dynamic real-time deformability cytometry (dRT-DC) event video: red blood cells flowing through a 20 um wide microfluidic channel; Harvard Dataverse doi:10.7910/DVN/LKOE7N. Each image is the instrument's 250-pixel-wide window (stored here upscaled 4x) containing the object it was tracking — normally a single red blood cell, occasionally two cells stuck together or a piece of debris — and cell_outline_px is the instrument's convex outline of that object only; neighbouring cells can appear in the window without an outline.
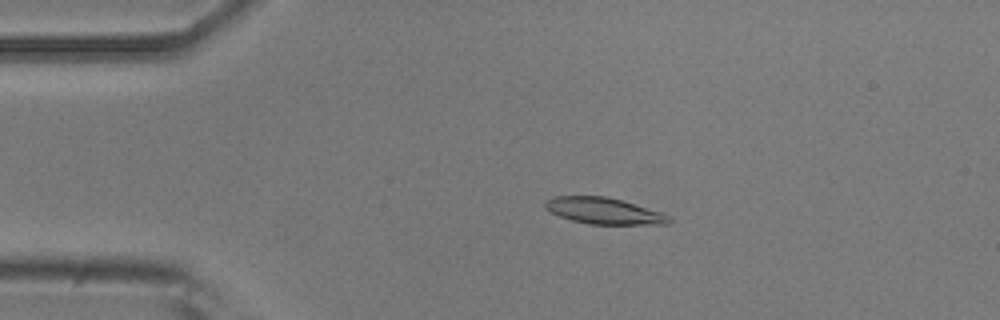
{"species": "common noctule bat (a hibernating species)", "species_latin": "Nyctalus noctula", "temperature_condition": "room temperature", "stored_images_in_passage": 52, "camera_frame_rate_fps": 3000, "um_per_image_px": 0.085, "animal": {"sex": "male", "body_mass_g": 20.5, "forearm_length_mm": 52.5}, "frame": {"image": 1, "passage_image": 10, "time_ms": 3.0, "image_size_px": [1000, 320], "cell_outline_px": [[672, 220], [668, 224], [588, 224], [572, 220], [560, 216], [544, 208], [544, 204], [552, 196], [608, 196], [660, 212], [672, 216]], "centroid_in_image_um": [51.34, 17.92], "position_along_channel_um": 33.7, "area_um2": 18.9}}
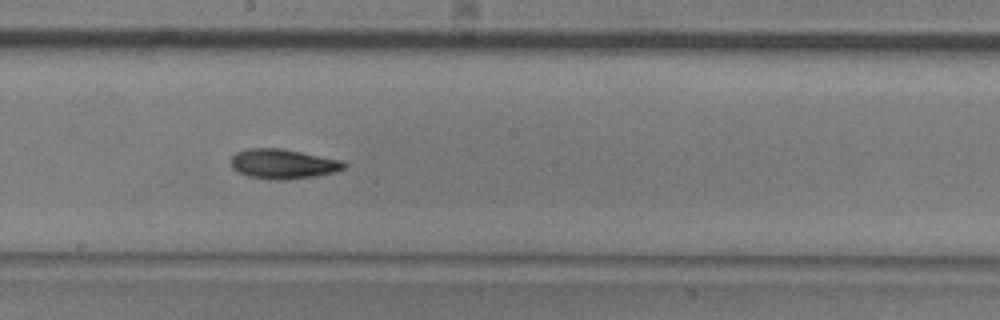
{"frame": {"image": 2, "passage_image": 28, "time_ms": 9.0, "image_size_px": [1000, 320], "cell_outline_px": [[348, 164], [344, 168], [336, 172], [316, 176], [280, 180], [268, 180], [248, 176], [232, 168], [232, 156], [236, 152], [248, 148], [280, 148], [344, 160]], "centroid_in_image_um": [24.1, 13.93], "position_along_channel_um": 224.1, "area_um2": 19.71}}
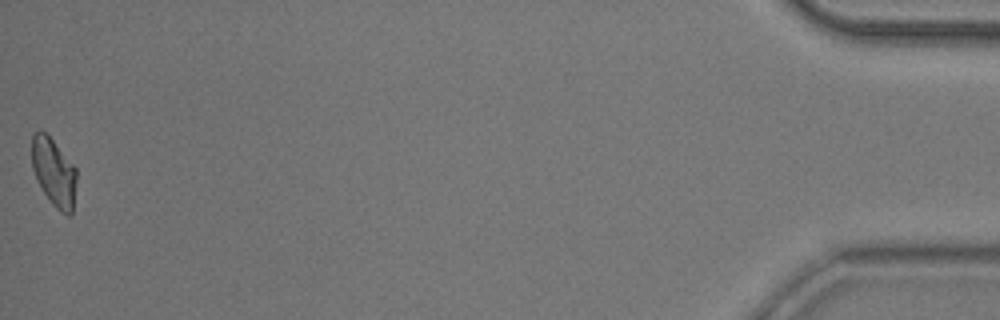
{"frame": {"image": 3, "passage_image": 52, "time_ms": 17.0, "image_size_px": [1000, 320], "cell_outline_px": [[76, 180], [72, 216], [68, 216], [60, 212], [52, 204], [36, 180], [32, 168], [32, 132], [44, 132], [52, 140], [76, 168]], "centroid_in_image_um": [4.57, 14.68], "position_along_channel_um": 430.6, "area_um2": 17.57}, "authors_computed_cell_mechanics": {"area_um2": 18.785, "velocity_mm_per_s": 3.8161, "shape_relaxation_time_tau1_ms": 3.6491, "shape_relaxation_time_tau2_ms": 3.9394, "deformation_change_tau1": 0.1215, "deformation_change_tau2": 0.092}}